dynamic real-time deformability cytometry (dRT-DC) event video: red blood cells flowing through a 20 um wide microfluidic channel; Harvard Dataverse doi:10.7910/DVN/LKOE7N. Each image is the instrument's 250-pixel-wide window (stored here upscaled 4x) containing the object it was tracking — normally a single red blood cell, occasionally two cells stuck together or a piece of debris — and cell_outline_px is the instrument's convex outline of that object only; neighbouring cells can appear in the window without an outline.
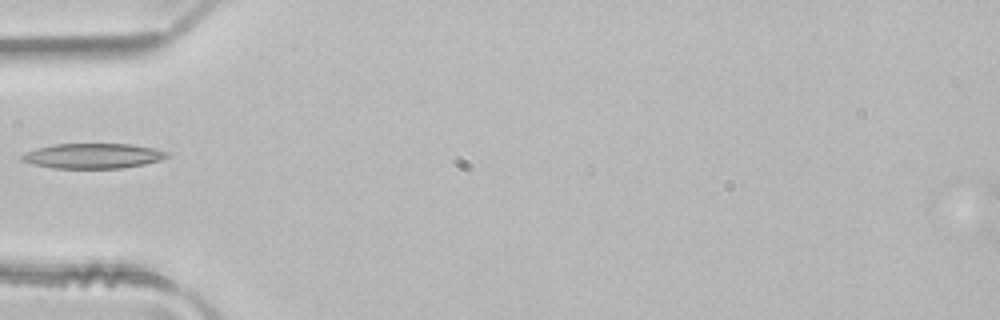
{"species": "common noctule bat (a hibernating species)", "species_latin": "Nyctalus noctula", "temperature_condition": "room temperature", "stored_images_in_passage": 4, "camera_frame_rate_fps": 3000, "um_per_image_px": 0.085, "animal": {"sex": "male", "body_mass_g": 21.5, "forearm_length_mm": 52.0}, "frame": {"image": 1, "passage_image": 4, "time_ms": 1.0, "image_size_px": [1000, 320], "cell_outline_px": [[172, 156], [160, 160], [144, 164], [124, 168], [56, 168], [32, 164], [20, 160], [20, 156], [24, 152], [36, 148], [52, 144], [132, 144], [152, 148], [168, 152]], "centroid_in_image_um": [7.89, 13.25], "position_along_channel_um": 77.1, "area_um2": 21.33}}